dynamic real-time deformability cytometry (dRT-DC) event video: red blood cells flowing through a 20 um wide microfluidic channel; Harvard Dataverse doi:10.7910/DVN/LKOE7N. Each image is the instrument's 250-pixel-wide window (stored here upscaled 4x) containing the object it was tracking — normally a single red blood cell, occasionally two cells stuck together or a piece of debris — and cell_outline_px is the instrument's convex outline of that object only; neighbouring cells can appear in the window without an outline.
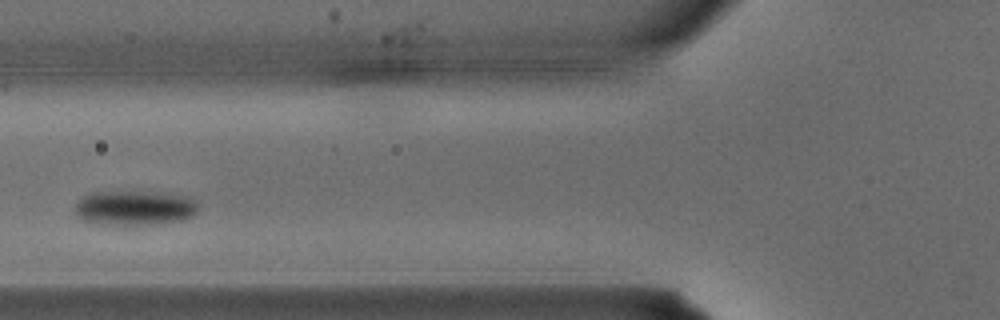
{"species": "common noctule bat (a hibernating species)", "species_latin": "Nyctalus noctula", "temperature_condition": "warm", "stored_images_in_passage": 2, "camera_frame_rate_fps": 3000, "um_per_image_px": 0.085, "animal": {"sex": "male", "body_mass_g": 15.6}, "frame": {"image": 1, "passage_image": 2, "time_ms": 0.333, "image_size_px": [1000, 320], "cell_outline_px": [[200, 208], [192, 216], [184, 220], [160, 224], [96, 224], [80, 220], [76, 212], [76, 204], [84, 196], [92, 192], [164, 192], [188, 196], [196, 200], [200, 204]], "centroid_in_image_um": [11.52, 17.67], "position_along_channel_um": 114.3, "area_um2": 25.26}}